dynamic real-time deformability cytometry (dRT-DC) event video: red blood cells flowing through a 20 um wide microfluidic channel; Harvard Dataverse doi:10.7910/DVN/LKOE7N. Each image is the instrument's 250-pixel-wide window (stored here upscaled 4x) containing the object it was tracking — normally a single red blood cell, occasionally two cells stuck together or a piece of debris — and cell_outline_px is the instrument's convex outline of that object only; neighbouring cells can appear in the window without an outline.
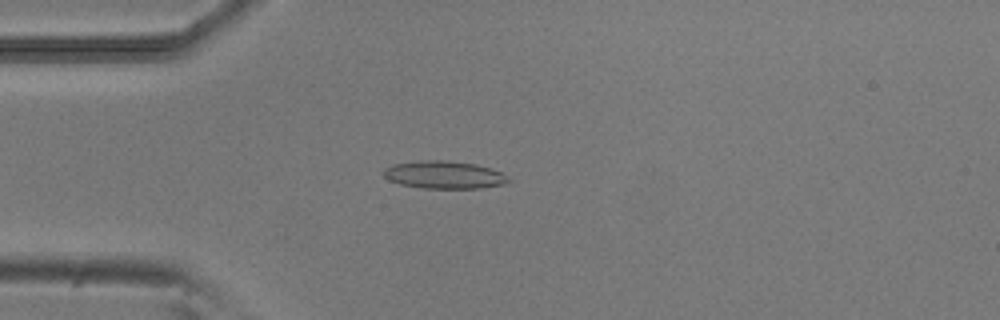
{"species": "common noctule bat (a hibernating species)", "species_latin": "Nyctalus noctula", "temperature_condition": "room temperature", "stored_images_in_passage": 51, "camera_frame_rate_fps": 3000, "um_per_image_px": 0.085, "animal": {"sex": "male", "body_mass_g": 20.5, "forearm_length_mm": 52.5}, "frame": {"image": 1, "passage_image": 13, "time_ms": 4.0, "image_size_px": [1000, 320], "cell_outline_px": [[512, 180], [504, 184], [480, 188], [424, 188], [400, 184], [388, 180], [380, 172], [384, 168], [392, 164], [420, 160], [448, 160], [476, 164], [492, 168], [500, 172]], "centroid_in_image_um": [37.72, 14.85], "position_along_channel_um": 47.3, "area_um2": 20.35}}
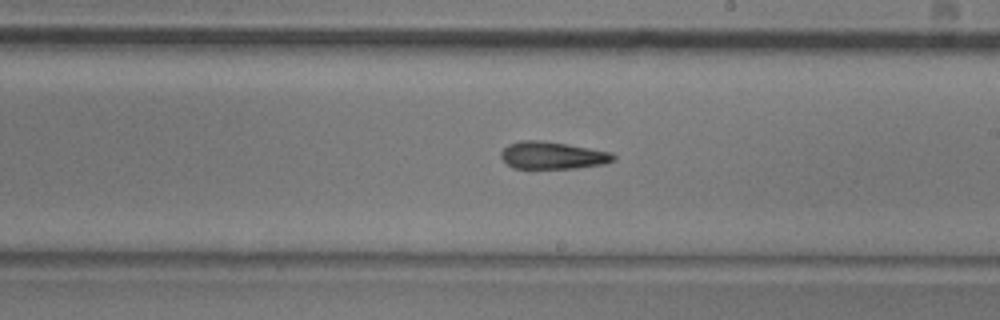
{"frame": {"image": 2, "passage_image": 29, "time_ms": 9.333, "image_size_px": [1000, 320], "cell_outline_px": [[616, 160], [604, 164], [576, 168], [512, 168], [500, 156], [500, 152], [508, 144], [520, 140], [536, 140], [568, 144], [612, 152], [616, 156]], "centroid_in_image_um": [46.99, 13.2], "position_along_channel_um": 242.0, "area_um2": 17.98}}
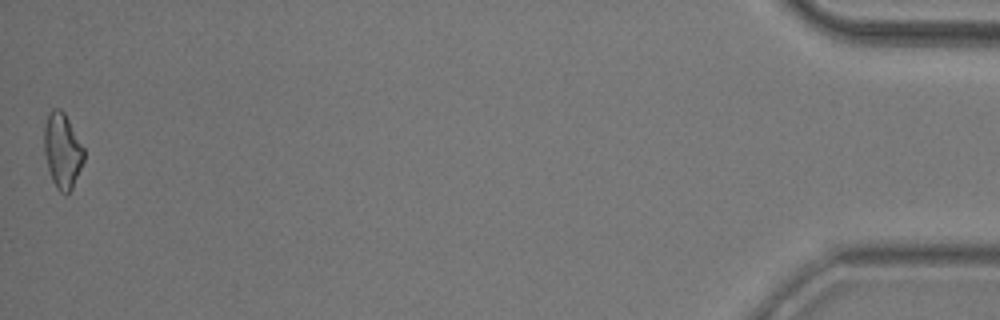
{"frame": {"image": 3, "passage_image": 51, "time_ms": 16.667, "image_size_px": [1000, 320], "cell_outline_px": [[84, 160], [72, 188], [64, 196], [56, 188], [52, 180], [48, 168], [44, 152], [44, 128], [48, 116], [52, 108], [60, 108], [64, 112], [84, 148]], "centroid_in_image_um": [5.3, 12.82], "position_along_channel_um": 429.9, "area_um2": 17.28}}